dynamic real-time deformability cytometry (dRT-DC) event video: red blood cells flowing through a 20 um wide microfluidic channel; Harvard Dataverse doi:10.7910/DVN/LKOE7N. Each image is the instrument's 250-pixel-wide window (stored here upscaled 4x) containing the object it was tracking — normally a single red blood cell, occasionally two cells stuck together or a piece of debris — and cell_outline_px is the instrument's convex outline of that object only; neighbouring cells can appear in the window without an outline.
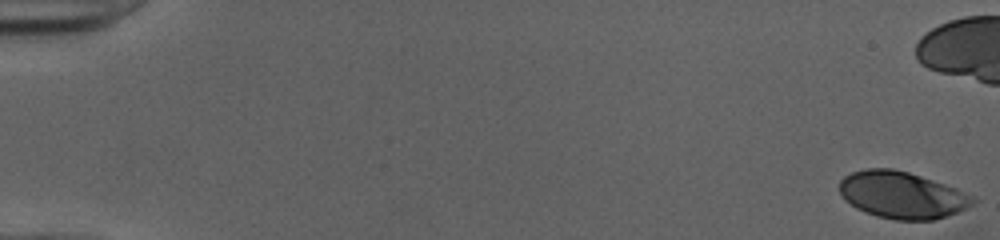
{"species": "human", "species_latin": "Homo sapiens", "temperature_condition": "cold", "stored_images_in_passage": 43, "camera_frame_rate_fps": 3000, "um_per_image_px": 0.085, "donor": {"sex": "female"}, "frame": {"image": 1, "passage_image": 1, "time_ms": 0.0, "image_size_px": [1000, 240], "cell_outline_px": [[980, 200], [976, 204], [968, 208], [932, 220], [896, 220], [876, 216], [864, 212], [856, 208], [844, 200], [840, 192], [840, 180], [844, 176], [852, 172], [864, 168], [892, 168], [908, 172], [956, 188], [976, 196]], "centroid_in_image_um": [76.69, 16.58], "position_along_channel_um": 8.3, "area_um2": 36.7}}
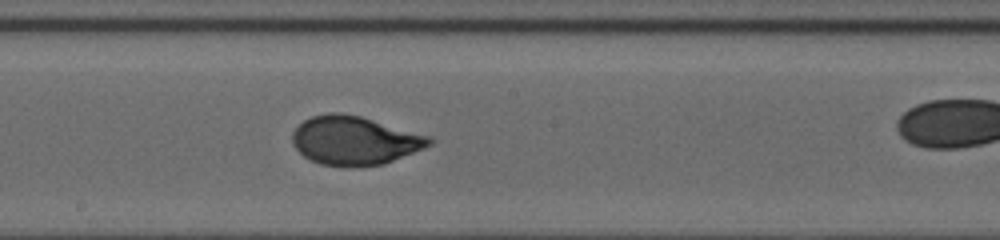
{"frame": {"image": 2, "passage_image": 30, "time_ms": 9.667, "image_size_px": [1000, 240], "cell_outline_px": [[432, 144], [424, 148], [384, 164], [356, 168], [348, 168], [320, 164], [304, 156], [292, 144], [292, 132], [304, 120], [312, 116], [328, 112], [340, 112], [360, 116], [432, 136]], "centroid_in_image_um": [30.15, 11.95], "position_along_channel_um": 218.1, "area_um2": 39.25}}
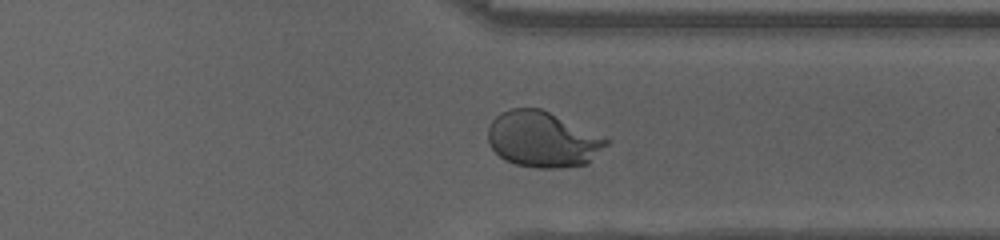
{"frame": {"image": 3, "passage_image": 41, "time_ms": 13.333, "image_size_px": [1000, 240], "cell_outline_px": [[608, 144], [588, 164], [560, 168], [536, 168], [516, 164], [504, 160], [492, 148], [488, 140], [488, 128], [492, 120], [500, 112], [512, 108], [540, 108], [604, 136], [608, 140]], "centroid_in_image_um": [46.13, 11.85], "position_along_channel_um": 365.3, "area_um2": 38.44}}